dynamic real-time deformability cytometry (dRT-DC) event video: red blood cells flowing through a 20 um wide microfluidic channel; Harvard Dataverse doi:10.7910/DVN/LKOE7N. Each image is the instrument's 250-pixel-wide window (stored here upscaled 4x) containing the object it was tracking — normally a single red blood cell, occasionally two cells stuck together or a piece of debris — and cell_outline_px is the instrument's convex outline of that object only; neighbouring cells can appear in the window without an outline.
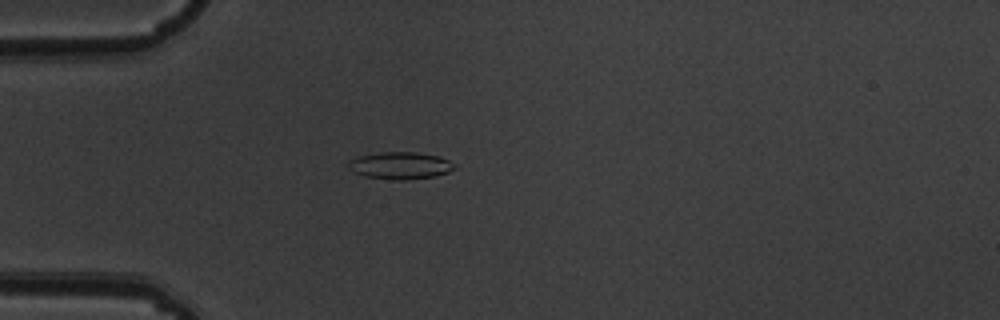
{"species": "common noctule bat (a hibernating species)", "species_latin": "Nyctalus noctula", "temperature_condition": "warm", "stored_images_in_passage": 5, "camera_frame_rate_fps": 3000, "um_per_image_px": 0.085, "animal": {"sex": "male", "body_mass_g": 19.5, "forearm_length_mm": 54.6}, "frame": {"image": 1, "passage_image": 5, "time_ms": 1.333, "image_size_px": [1000, 320], "cell_outline_px": [[456, 168], [448, 172], [436, 176], [408, 180], [392, 180], [364, 176], [352, 172], [348, 168], [348, 160], [360, 156], [380, 152], [416, 152], [440, 156], [456, 164]], "centroid_in_image_um": [34.03, 14.08], "position_along_channel_um": 51.0, "area_um2": 17.05}}